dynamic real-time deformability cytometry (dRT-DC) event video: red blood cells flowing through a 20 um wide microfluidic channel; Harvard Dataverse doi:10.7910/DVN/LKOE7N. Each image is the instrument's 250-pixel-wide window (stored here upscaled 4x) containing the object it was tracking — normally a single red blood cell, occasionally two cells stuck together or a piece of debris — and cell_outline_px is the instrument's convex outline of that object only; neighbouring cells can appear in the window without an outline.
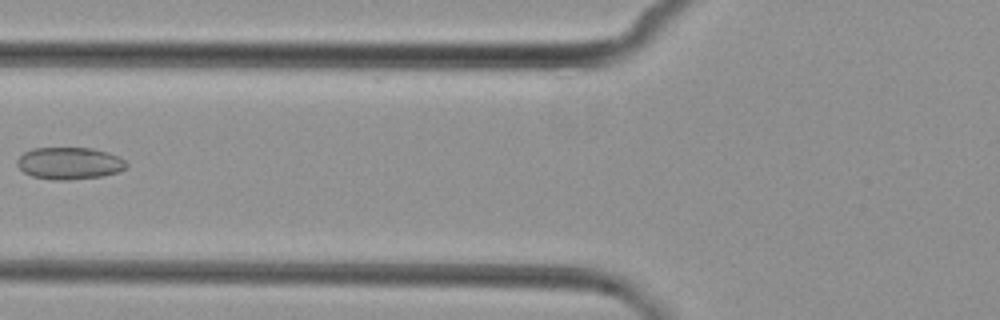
{"species": "common noctule bat (a hibernating species)", "species_latin": "Nyctalus noctula", "temperature_condition": "cold", "stored_images_in_passage": 6, "camera_frame_rate_fps": 3000, "um_per_image_px": 0.085, "animal": {"sex": "female", "body_mass_g": 29.2, "forearm_length_mm": 56.3}, "frame": {"image": 1, "passage_image": 5, "time_ms": 5.0, "image_size_px": [1000, 320], "cell_outline_px": [[128, 164], [120, 172], [100, 176], [68, 180], [52, 180], [32, 176], [24, 172], [12, 164], [24, 152], [32, 148], [92, 148], [108, 152], [120, 156]], "centroid_in_image_um": [5.86, 13.87], "position_along_channel_um": 119.9, "area_um2": 20.69}}
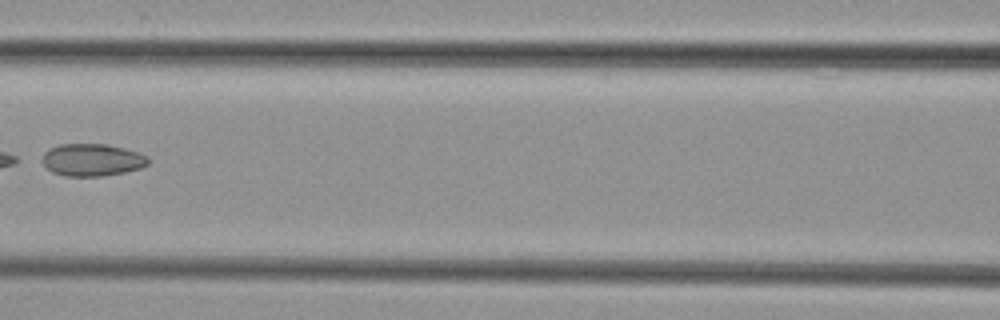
{"frame": {"image": 2, "passage_image": 6, "time_ms": 6.0, "image_size_px": [1000, 320], "cell_outline_px": [[148, 164], [140, 168], [124, 172], [100, 176], [64, 176], [52, 172], [44, 164], [44, 152], [48, 148], [60, 144], [108, 144], [124, 148], [148, 156]], "centroid_in_image_um": [7.82, 13.58], "position_along_channel_um": 158.8, "area_um2": 19.83}}